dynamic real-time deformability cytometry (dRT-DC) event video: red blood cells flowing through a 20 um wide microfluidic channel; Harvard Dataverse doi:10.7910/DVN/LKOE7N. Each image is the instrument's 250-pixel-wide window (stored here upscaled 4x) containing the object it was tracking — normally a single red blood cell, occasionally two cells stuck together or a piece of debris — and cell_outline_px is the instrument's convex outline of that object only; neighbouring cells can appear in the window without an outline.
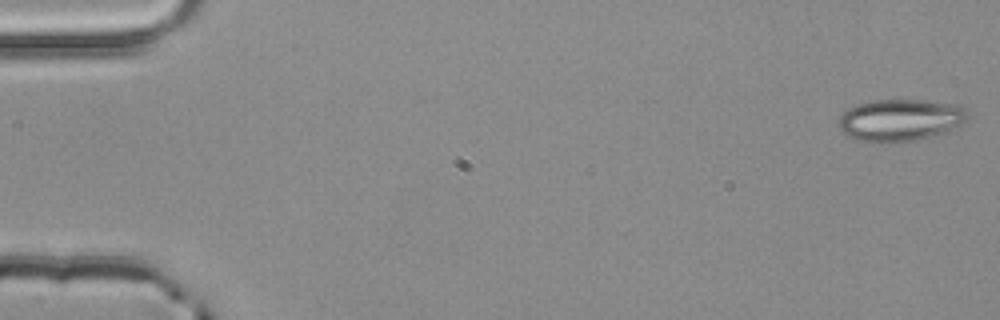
{"species": "common noctule bat (a hibernating species)", "species_latin": "Nyctalus noctula", "temperature_condition": "room temperature", "stored_images_in_passage": 4, "camera_frame_rate_fps": 3000, "um_per_image_px": 0.085, "animal": {"sex": "male", "body_mass_g": 20.4}, "frame": {"image": 1, "passage_image": 1, "time_ms": 0.0, "image_size_px": [1000, 320], "cell_outline_px": [[968, 116], [964, 124], [948, 132], [912, 140], [856, 140], [848, 136], [840, 128], [840, 116], [848, 108], [856, 104], [876, 100], [924, 100], [960, 104], [964, 108]], "centroid_in_image_um": [76.59, 10.16], "position_along_channel_um": 8.4, "area_um2": 31.04}}